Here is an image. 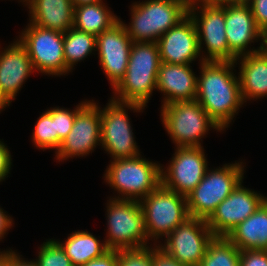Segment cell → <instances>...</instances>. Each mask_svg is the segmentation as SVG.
I'll use <instances>...</instances> for the list:
<instances>
[{
    "mask_svg": "<svg viewBox=\"0 0 267 266\" xmlns=\"http://www.w3.org/2000/svg\"><path fill=\"white\" fill-rule=\"evenodd\" d=\"M188 14L197 29L203 61L234 62L236 57L229 50L225 33V8L201 1L189 6Z\"/></svg>",
    "mask_w": 267,
    "mask_h": 266,
    "instance_id": "11",
    "label": "cell"
},
{
    "mask_svg": "<svg viewBox=\"0 0 267 266\" xmlns=\"http://www.w3.org/2000/svg\"><path fill=\"white\" fill-rule=\"evenodd\" d=\"M184 2L188 7L201 2L202 0H180Z\"/></svg>",
    "mask_w": 267,
    "mask_h": 266,
    "instance_id": "43",
    "label": "cell"
},
{
    "mask_svg": "<svg viewBox=\"0 0 267 266\" xmlns=\"http://www.w3.org/2000/svg\"><path fill=\"white\" fill-rule=\"evenodd\" d=\"M16 39L26 48L37 73L52 77L70 73L64 60V33L29 22Z\"/></svg>",
    "mask_w": 267,
    "mask_h": 266,
    "instance_id": "10",
    "label": "cell"
},
{
    "mask_svg": "<svg viewBox=\"0 0 267 266\" xmlns=\"http://www.w3.org/2000/svg\"><path fill=\"white\" fill-rule=\"evenodd\" d=\"M29 22L45 29L65 33L74 24L72 0H24Z\"/></svg>",
    "mask_w": 267,
    "mask_h": 266,
    "instance_id": "21",
    "label": "cell"
},
{
    "mask_svg": "<svg viewBox=\"0 0 267 266\" xmlns=\"http://www.w3.org/2000/svg\"><path fill=\"white\" fill-rule=\"evenodd\" d=\"M164 168L161 164V184L178 194L187 196L201 182L208 167L204 147H175Z\"/></svg>",
    "mask_w": 267,
    "mask_h": 266,
    "instance_id": "13",
    "label": "cell"
},
{
    "mask_svg": "<svg viewBox=\"0 0 267 266\" xmlns=\"http://www.w3.org/2000/svg\"><path fill=\"white\" fill-rule=\"evenodd\" d=\"M243 164L245 162L235 161L209 168L201 182L186 196L189 216L207 220L244 179L246 166Z\"/></svg>",
    "mask_w": 267,
    "mask_h": 266,
    "instance_id": "6",
    "label": "cell"
},
{
    "mask_svg": "<svg viewBox=\"0 0 267 266\" xmlns=\"http://www.w3.org/2000/svg\"><path fill=\"white\" fill-rule=\"evenodd\" d=\"M152 245L134 249L116 250L117 266H153L152 249L156 245Z\"/></svg>",
    "mask_w": 267,
    "mask_h": 266,
    "instance_id": "31",
    "label": "cell"
},
{
    "mask_svg": "<svg viewBox=\"0 0 267 266\" xmlns=\"http://www.w3.org/2000/svg\"><path fill=\"white\" fill-rule=\"evenodd\" d=\"M0 261L5 266H38L35 259L29 261L27 259L25 260L19 252L11 248L3 251L0 250Z\"/></svg>",
    "mask_w": 267,
    "mask_h": 266,
    "instance_id": "34",
    "label": "cell"
},
{
    "mask_svg": "<svg viewBox=\"0 0 267 266\" xmlns=\"http://www.w3.org/2000/svg\"><path fill=\"white\" fill-rule=\"evenodd\" d=\"M157 44L161 62L192 64L198 57V64L204 62L199 50L197 29L189 14L165 32Z\"/></svg>",
    "mask_w": 267,
    "mask_h": 266,
    "instance_id": "17",
    "label": "cell"
},
{
    "mask_svg": "<svg viewBox=\"0 0 267 266\" xmlns=\"http://www.w3.org/2000/svg\"><path fill=\"white\" fill-rule=\"evenodd\" d=\"M134 113L144 112L145 106L137 103L119 102L112 98L102 108L101 116V148L110 154L111 160L131 158L140 155L136 143L128 110Z\"/></svg>",
    "mask_w": 267,
    "mask_h": 266,
    "instance_id": "7",
    "label": "cell"
},
{
    "mask_svg": "<svg viewBox=\"0 0 267 266\" xmlns=\"http://www.w3.org/2000/svg\"><path fill=\"white\" fill-rule=\"evenodd\" d=\"M10 103L4 98V96L0 93V114L6 107H9Z\"/></svg>",
    "mask_w": 267,
    "mask_h": 266,
    "instance_id": "42",
    "label": "cell"
},
{
    "mask_svg": "<svg viewBox=\"0 0 267 266\" xmlns=\"http://www.w3.org/2000/svg\"><path fill=\"white\" fill-rule=\"evenodd\" d=\"M12 166L11 152L7 144L0 139V183L8 178Z\"/></svg>",
    "mask_w": 267,
    "mask_h": 266,
    "instance_id": "36",
    "label": "cell"
},
{
    "mask_svg": "<svg viewBox=\"0 0 267 266\" xmlns=\"http://www.w3.org/2000/svg\"><path fill=\"white\" fill-rule=\"evenodd\" d=\"M152 265L153 266H187L178 262L172 256L167 254L162 248L156 245L152 249Z\"/></svg>",
    "mask_w": 267,
    "mask_h": 266,
    "instance_id": "35",
    "label": "cell"
},
{
    "mask_svg": "<svg viewBox=\"0 0 267 266\" xmlns=\"http://www.w3.org/2000/svg\"><path fill=\"white\" fill-rule=\"evenodd\" d=\"M213 237L206 220L189 217L157 245L178 262L199 266Z\"/></svg>",
    "mask_w": 267,
    "mask_h": 266,
    "instance_id": "14",
    "label": "cell"
},
{
    "mask_svg": "<svg viewBox=\"0 0 267 266\" xmlns=\"http://www.w3.org/2000/svg\"><path fill=\"white\" fill-rule=\"evenodd\" d=\"M85 99L79 103L73 110L65 107H54V127H55V153L61 145L62 140L71 131L76 113L88 102Z\"/></svg>",
    "mask_w": 267,
    "mask_h": 266,
    "instance_id": "29",
    "label": "cell"
},
{
    "mask_svg": "<svg viewBox=\"0 0 267 266\" xmlns=\"http://www.w3.org/2000/svg\"><path fill=\"white\" fill-rule=\"evenodd\" d=\"M223 7L225 8V33L230 52L236 58L259 52L260 47L251 48L252 43L254 45L255 42H260L261 31L255 24L249 5L236 4Z\"/></svg>",
    "mask_w": 267,
    "mask_h": 266,
    "instance_id": "18",
    "label": "cell"
},
{
    "mask_svg": "<svg viewBox=\"0 0 267 266\" xmlns=\"http://www.w3.org/2000/svg\"><path fill=\"white\" fill-rule=\"evenodd\" d=\"M255 24L260 31L267 27V0H249Z\"/></svg>",
    "mask_w": 267,
    "mask_h": 266,
    "instance_id": "33",
    "label": "cell"
},
{
    "mask_svg": "<svg viewBox=\"0 0 267 266\" xmlns=\"http://www.w3.org/2000/svg\"><path fill=\"white\" fill-rule=\"evenodd\" d=\"M199 64L200 75L197 76L195 100L217 126L225 131L245 104L239 76L235 73V67L238 66L234 62L217 61H204Z\"/></svg>",
    "mask_w": 267,
    "mask_h": 266,
    "instance_id": "1",
    "label": "cell"
},
{
    "mask_svg": "<svg viewBox=\"0 0 267 266\" xmlns=\"http://www.w3.org/2000/svg\"><path fill=\"white\" fill-rule=\"evenodd\" d=\"M160 63L157 42H133L125 76L113 89L111 98L147 108L156 90Z\"/></svg>",
    "mask_w": 267,
    "mask_h": 266,
    "instance_id": "2",
    "label": "cell"
},
{
    "mask_svg": "<svg viewBox=\"0 0 267 266\" xmlns=\"http://www.w3.org/2000/svg\"><path fill=\"white\" fill-rule=\"evenodd\" d=\"M226 237L240 251L267 250V200Z\"/></svg>",
    "mask_w": 267,
    "mask_h": 266,
    "instance_id": "23",
    "label": "cell"
},
{
    "mask_svg": "<svg viewBox=\"0 0 267 266\" xmlns=\"http://www.w3.org/2000/svg\"><path fill=\"white\" fill-rule=\"evenodd\" d=\"M101 146L100 106L89 100L77 113L71 131L55 153L57 162L84 157Z\"/></svg>",
    "mask_w": 267,
    "mask_h": 266,
    "instance_id": "12",
    "label": "cell"
},
{
    "mask_svg": "<svg viewBox=\"0 0 267 266\" xmlns=\"http://www.w3.org/2000/svg\"><path fill=\"white\" fill-rule=\"evenodd\" d=\"M202 2L212 5H236V4H248L249 0H202Z\"/></svg>",
    "mask_w": 267,
    "mask_h": 266,
    "instance_id": "39",
    "label": "cell"
},
{
    "mask_svg": "<svg viewBox=\"0 0 267 266\" xmlns=\"http://www.w3.org/2000/svg\"><path fill=\"white\" fill-rule=\"evenodd\" d=\"M34 72L27 50L18 39L0 47V93L10 104Z\"/></svg>",
    "mask_w": 267,
    "mask_h": 266,
    "instance_id": "19",
    "label": "cell"
},
{
    "mask_svg": "<svg viewBox=\"0 0 267 266\" xmlns=\"http://www.w3.org/2000/svg\"><path fill=\"white\" fill-rule=\"evenodd\" d=\"M239 266H267V250L241 251Z\"/></svg>",
    "mask_w": 267,
    "mask_h": 266,
    "instance_id": "32",
    "label": "cell"
},
{
    "mask_svg": "<svg viewBox=\"0 0 267 266\" xmlns=\"http://www.w3.org/2000/svg\"><path fill=\"white\" fill-rule=\"evenodd\" d=\"M234 63L239 65L237 75L244 103L267 98V56L257 52L238 57Z\"/></svg>",
    "mask_w": 267,
    "mask_h": 266,
    "instance_id": "22",
    "label": "cell"
},
{
    "mask_svg": "<svg viewBox=\"0 0 267 266\" xmlns=\"http://www.w3.org/2000/svg\"><path fill=\"white\" fill-rule=\"evenodd\" d=\"M14 219L0 207V242L5 238L8 231L13 227Z\"/></svg>",
    "mask_w": 267,
    "mask_h": 266,
    "instance_id": "38",
    "label": "cell"
},
{
    "mask_svg": "<svg viewBox=\"0 0 267 266\" xmlns=\"http://www.w3.org/2000/svg\"><path fill=\"white\" fill-rule=\"evenodd\" d=\"M105 215L107 232L104 240L109 250L151 245L145 231L140 201L110 198L106 203Z\"/></svg>",
    "mask_w": 267,
    "mask_h": 266,
    "instance_id": "9",
    "label": "cell"
},
{
    "mask_svg": "<svg viewBox=\"0 0 267 266\" xmlns=\"http://www.w3.org/2000/svg\"><path fill=\"white\" fill-rule=\"evenodd\" d=\"M267 196L244 187L243 180L214 210L206 223L214 236H227L239 223L251 216Z\"/></svg>",
    "mask_w": 267,
    "mask_h": 266,
    "instance_id": "15",
    "label": "cell"
},
{
    "mask_svg": "<svg viewBox=\"0 0 267 266\" xmlns=\"http://www.w3.org/2000/svg\"><path fill=\"white\" fill-rule=\"evenodd\" d=\"M54 240L62 247L74 266L85 265L109 251L105 240L100 241L85 230L71 232L65 241Z\"/></svg>",
    "mask_w": 267,
    "mask_h": 266,
    "instance_id": "24",
    "label": "cell"
},
{
    "mask_svg": "<svg viewBox=\"0 0 267 266\" xmlns=\"http://www.w3.org/2000/svg\"><path fill=\"white\" fill-rule=\"evenodd\" d=\"M102 0H72L73 6L101 2Z\"/></svg>",
    "mask_w": 267,
    "mask_h": 266,
    "instance_id": "41",
    "label": "cell"
},
{
    "mask_svg": "<svg viewBox=\"0 0 267 266\" xmlns=\"http://www.w3.org/2000/svg\"><path fill=\"white\" fill-rule=\"evenodd\" d=\"M82 266H117L116 250H109L103 256L91 260Z\"/></svg>",
    "mask_w": 267,
    "mask_h": 266,
    "instance_id": "37",
    "label": "cell"
},
{
    "mask_svg": "<svg viewBox=\"0 0 267 266\" xmlns=\"http://www.w3.org/2000/svg\"><path fill=\"white\" fill-rule=\"evenodd\" d=\"M259 52L267 56V27L261 31Z\"/></svg>",
    "mask_w": 267,
    "mask_h": 266,
    "instance_id": "40",
    "label": "cell"
},
{
    "mask_svg": "<svg viewBox=\"0 0 267 266\" xmlns=\"http://www.w3.org/2000/svg\"><path fill=\"white\" fill-rule=\"evenodd\" d=\"M103 176L118 194L109 198L141 201L161 184V164L143 158L141 154L115 159L110 161Z\"/></svg>",
    "mask_w": 267,
    "mask_h": 266,
    "instance_id": "3",
    "label": "cell"
},
{
    "mask_svg": "<svg viewBox=\"0 0 267 266\" xmlns=\"http://www.w3.org/2000/svg\"><path fill=\"white\" fill-rule=\"evenodd\" d=\"M96 53V36L71 27L64 33V60L72 73L74 66ZM92 53V54H91Z\"/></svg>",
    "mask_w": 267,
    "mask_h": 266,
    "instance_id": "26",
    "label": "cell"
},
{
    "mask_svg": "<svg viewBox=\"0 0 267 266\" xmlns=\"http://www.w3.org/2000/svg\"><path fill=\"white\" fill-rule=\"evenodd\" d=\"M195 73L191 64L161 62L156 82V90L163 94L161 106L176 101L195 100L198 76Z\"/></svg>",
    "mask_w": 267,
    "mask_h": 266,
    "instance_id": "20",
    "label": "cell"
},
{
    "mask_svg": "<svg viewBox=\"0 0 267 266\" xmlns=\"http://www.w3.org/2000/svg\"><path fill=\"white\" fill-rule=\"evenodd\" d=\"M107 6L103 1L75 6L73 27L96 37L110 29L119 17Z\"/></svg>",
    "mask_w": 267,
    "mask_h": 266,
    "instance_id": "25",
    "label": "cell"
},
{
    "mask_svg": "<svg viewBox=\"0 0 267 266\" xmlns=\"http://www.w3.org/2000/svg\"><path fill=\"white\" fill-rule=\"evenodd\" d=\"M35 261L38 266H74L62 247L52 238L40 245Z\"/></svg>",
    "mask_w": 267,
    "mask_h": 266,
    "instance_id": "30",
    "label": "cell"
},
{
    "mask_svg": "<svg viewBox=\"0 0 267 266\" xmlns=\"http://www.w3.org/2000/svg\"><path fill=\"white\" fill-rule=\"evenodd\" d=\"M145 231L153 244L161 243L181 223L189 218L187 198L160 184L140 201ZM162 238V239H161ZM160 239L162 241H160Z\"/></svg>",
    "mask_w": 267,
    "mask_h": 266,
    "instance_id": "8",
    "label": "cell"
},
{
    "mask_svg": "<svg viewBox=\"0 0 267 266\" xmlns=\"http://www.w3.org/2000/svg\"><path fill=\"white\" fill-rule=\"evenodd\" d=\"M240 250L225 236H214L199 266H239Z\"/></svg>",
    "mask_w": 267,
    "mask_h": 266,
    "instance_id": "27",
    "label": "cell"
},
{
    "mask_svg": "<svg viewBox=\"0 0 267 266\" xmlns=\"http://www.w3.org/2000/svg\"><path fill=\"white\" fill-rule=\"evenodd\" d=\"M188 6L180 0H145L133 2L131 18L126 24L127 34L133 42H157L170 28L188 15Z\"/></svg>",
    "mask_w": 267,
    "mask_h": 266,
    "instance_id": "4",
    "label": "cell"
},
{
    "mask_svg": "<svg viewBox=\"0 0 267 266\" xmlns=\"http://www.w3.org/2000/svg\"><path fill=\"white\" fill-rule=\"evenodd\" d=\"M162 124L175 147H203L210 130L223 132L197 100L176 101L160 108Z\"/></svg>",
    "mask_w": 267,
    "mask_h": 266,
    "instance_id": "5",
    "label": "cell"
},
{
    "mask_svg": "<svg viewBox=\"0 0 267 266\" xmlns=\"http://www.w3.org/2000/svg\"><path fill=\"white\" fill-rule=\"evenodd\" d=\"M133 41L119 20L96 37V51L112 90L124 78Z\"/></svg>",
    "mask_w": 267,
    "mask_h": 266,
    "instance_id": "16",
    "label": "cell"
},
{
    "mask_svg": "<svg viewBox=\"0 0 267 266\" xmlns=\"http://www.w3.org/2000/svg\"><path fill=\"white\" fill-rule=\"evenodd\" d=\"M31 141L39 150H55L54 107L42 112L37 118Z\"/></svg>",
    "mask_w": 267,
    "mask_h": 266,
    "instance_id": "28",
    "label": "cell"
}]
</instances>
